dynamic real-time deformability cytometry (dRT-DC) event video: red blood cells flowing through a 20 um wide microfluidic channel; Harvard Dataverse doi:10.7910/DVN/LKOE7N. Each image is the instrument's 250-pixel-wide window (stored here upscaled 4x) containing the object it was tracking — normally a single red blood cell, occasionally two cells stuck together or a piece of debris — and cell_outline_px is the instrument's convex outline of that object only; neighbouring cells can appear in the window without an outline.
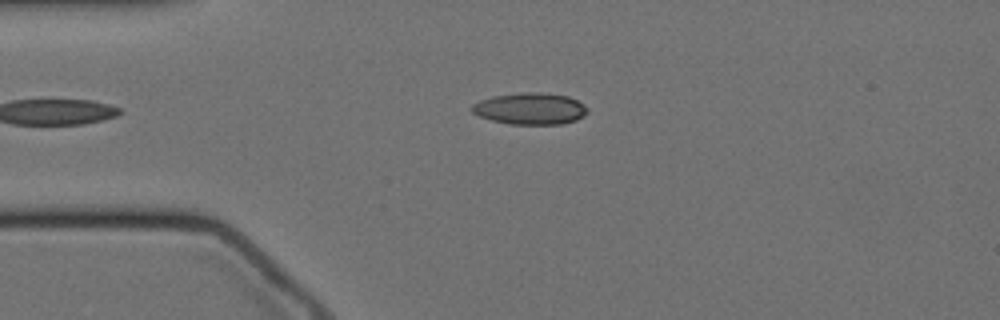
{"species": "Egyptian fruit bat (a non-hibernating species)", "species_latin": "Rousettus aegyptiacus", "temperature_condition": "cold", "stored_images_in_passage": 54, "camera_frame_rate_fps": 3000, "um_per_image_px": 0.085, "animal": {"sex": "female"}, "frame": {"image": 1, "passage_image": 13, "time_ms": 4.0, "image_size_px": [1000, 320], "cell_outline_px": [[588, 112], [584, 116], [576, 120], [560, 124], [508, 124], [492, 120], [480, 116], [472, 112], [468, 108], [472, 104], [480, 100], [492, 96], [520, 92], [540, 92], [568, 96], [584, 104], [588, 108]], "centroid_in_image_um": [45.05, 9.23], "position_along_channel_um": 39.9, "area_um2": 21.5}}
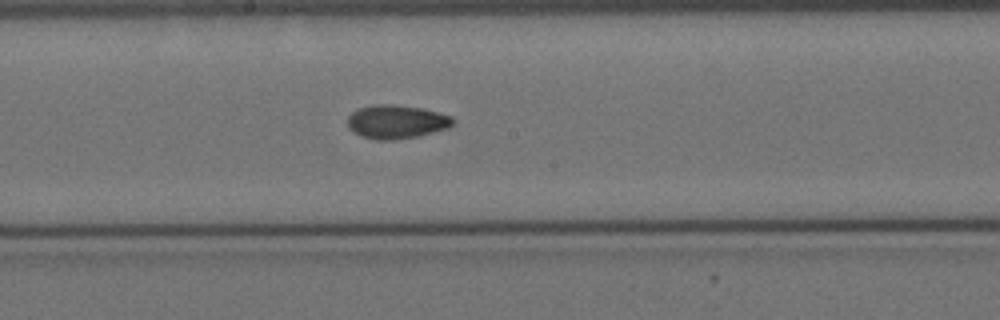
{"frame": {"image": 2, "passage_image": 30, "time_ms": 9.667, "image_size_px": [1000, 320], "cell_outline_px": [[456, 120], [448, 128], [416, 136], [392, 140], [376, 140], [360, 136], [348, 128], [348, 116], [352, 112], [360, 108], [376, 104], [388, 104], [420, 108], [452, 116]], "centroid_in_image_um": [33.67, 10.36], "position_along_channel_um": 214.5, "area_um2": 20.46}}
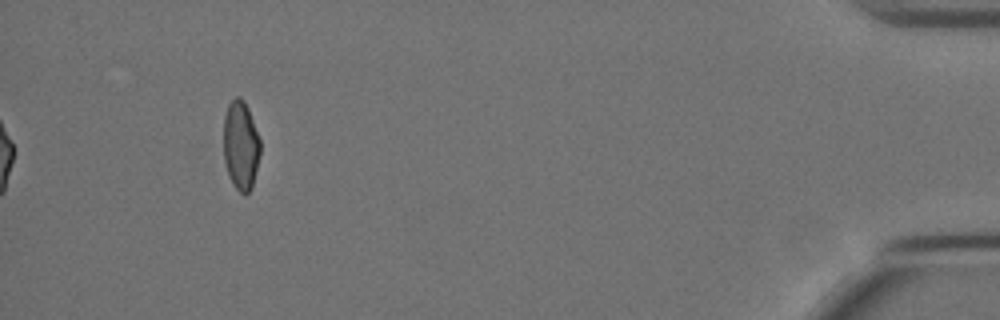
{"frame": {"image": 3, "passage_image": 54, "time_ms": 17.667, "image_size_px": [1000, 320], "cell_outline_px": [[260, 152], [252, 188], [244, 196], [232, 184], [228, 176], [224, 160], [224, 116], [228, 104], [236, 96], [240, 96], [244, 100], [248, 108], [260, 140]], "centroid_in_image_um": [20.45, 12.36], "position_along_channel_um": 414.7, "area_um2": 19.13}, "authors_computed_cell_mechanics": {"area_um2": 20.0855, "velocity_mm_per_s": 3.4212, "shape_relaxation_time_tau1_ms": null, "shape_relaxation_time_tau2_ms": 3.2419, "deformation_change_tau1": null, "deformation_change_tau2": 0.067}}